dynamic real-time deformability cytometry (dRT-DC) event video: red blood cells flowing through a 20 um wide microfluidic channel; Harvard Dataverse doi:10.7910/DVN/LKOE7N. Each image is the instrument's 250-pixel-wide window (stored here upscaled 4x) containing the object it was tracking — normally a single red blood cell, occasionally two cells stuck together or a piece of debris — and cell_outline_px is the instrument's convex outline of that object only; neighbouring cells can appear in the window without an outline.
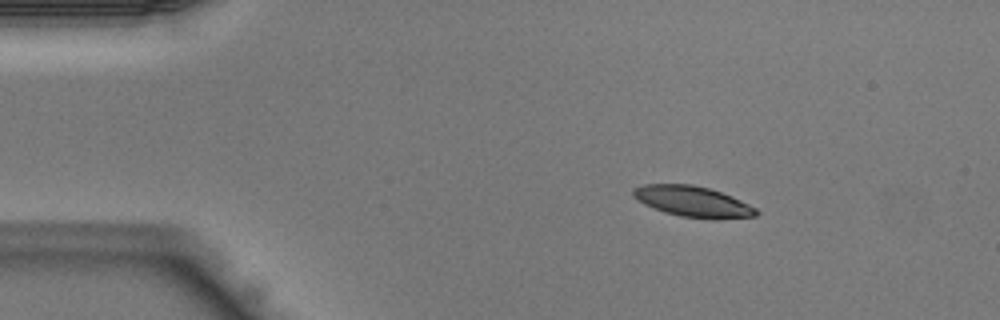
{"species": "Egyptian fruit bat (a non-hibernating species)", "species_latin": "Rousettus aegyptiacus", "temperature_condition": "warm", "stored_images_in_passage": 42, "camera_frame_rate_fps": 3000, "um_per_image_px": 0.085, "animal": {"sex": "male"}, "frame": {"image": 1, "passage_image": 6, "time_ms": 1.667, "image_size_px": [1000, 320], "cell_outline_px": [[760, 212], [756, 216], [680, 216], [664, 212], [644, 204], [632, 196], [632, 188], [644, 184], [692, 184], [708, 188], [732, 196], [756, 208]], "centroid_in_image_um": [58.78, 17.07], "position_along_channel_um": 26.2, "area_um2": 21.1}}
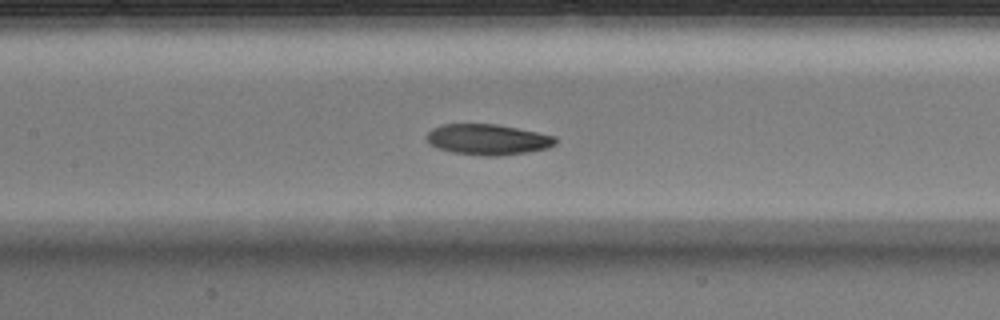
{"frame": {"image": 2, "passage_image": 19, "time_ms": 6.0, "image_size_px": [1000, 320], "cell_outline_px": [[556, 144], [548, 148], [528, 152], [500, 156], [484, 156], [452, 152], [436, 148], [428, 144], [424, 136], [432, 128], [444, 124], [496, 124], [556, 136]], "centroid_in_image_um": [41.42, 11.86], "position_along_channel_um": 166.0, "area_um2": 23.24}}
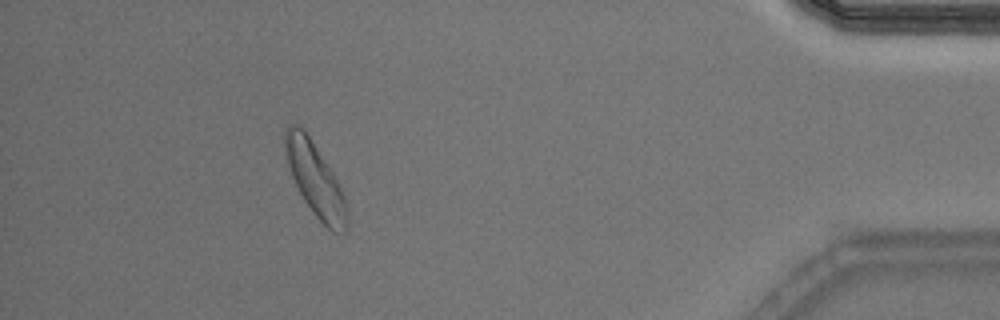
{"frame": {"image": 3, "passage_image": 38, "time_ms": 12.333, "image_size_px": [1000, 320], "cell_outline_px": [[348, 232], [332, 232], [316, 216], [304, 200], [292, 176], [288, 164], [284, 144], [284, 128], [292, 124], [296, 124], [304, 128], [332, 172], [344, 196], [348, 208]], "centroid_in_image_um": [26.81, 15.27], "position_along_channel_um": 408.4, "area_um2": 26.13}}